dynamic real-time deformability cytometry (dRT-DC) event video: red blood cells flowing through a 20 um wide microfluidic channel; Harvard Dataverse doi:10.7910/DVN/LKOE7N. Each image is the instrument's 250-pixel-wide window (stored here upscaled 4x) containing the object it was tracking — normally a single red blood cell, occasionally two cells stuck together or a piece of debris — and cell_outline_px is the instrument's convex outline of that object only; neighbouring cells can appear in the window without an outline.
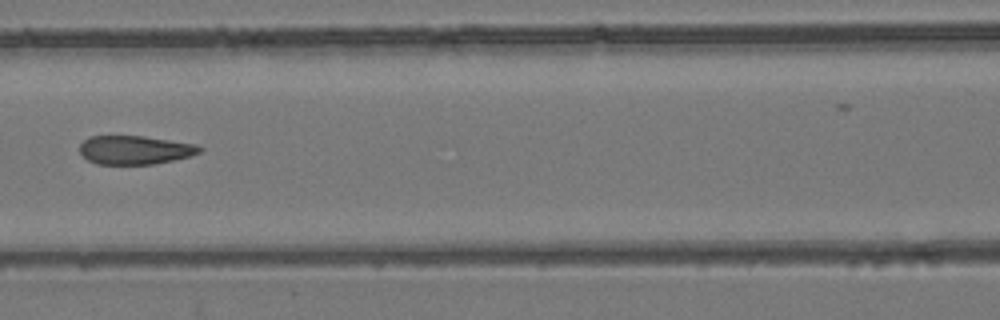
{"species": "common noctule bat (a hibernating species)", "species_latin": "Nyctalus noctula", "temperature_condition": "room temperature", "stored_images_in_passage": 8, "camera_frame_rate_fps": 3000, "um_per_image_px": 0.085, "animal": {"sex": "female", "body_mass_g": 24.6, "forearm_length_mm": 56.2}, "frame": {"image": 1, "passage_image": 7, "time_ms": 6.667, "image_size_px": [1000, 320], "cell_outline_px": [[204, 148], [200, 152], [188, 156], [172, 160], [152, 164], [96, 164], [88, 160], [80, 152], [80, 144], [88, 136], [144, 136], [196, 144]], "centroid_in_image_um": [11.45, 12.74], "position_along_channel_um": 155.2, "area_um2": 19.94}}